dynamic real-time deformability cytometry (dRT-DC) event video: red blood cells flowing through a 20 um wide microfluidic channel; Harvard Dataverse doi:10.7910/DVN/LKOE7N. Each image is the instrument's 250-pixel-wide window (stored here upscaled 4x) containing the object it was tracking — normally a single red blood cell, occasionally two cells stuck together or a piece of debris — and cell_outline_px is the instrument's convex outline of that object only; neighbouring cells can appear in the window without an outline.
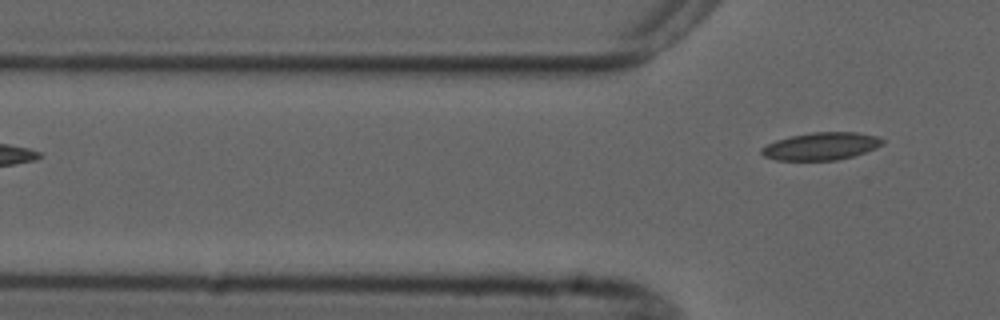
{"species": "common noctule bat (a hibernating species)", "species_latin": "Nyctalus noctula", "temperature_condition": "cold", "stored_images_in_passage": 2, "camera_frame_rate_fps": 3000, "um_per_image_px": 0.085, "animal": {"sex": "male", "forearm_length_mm": 52.5}, "frame": {"image": 1, "passage_image": 2, "time_ms": 1.333, "image_size_px": [1000, 320], "cell_outline_px": [[884, 144], [876, 148], [852, 156], [836, 160], [776, 160], [764, 156], [760, 152], [760, 148], [776, 140], [792, 136], [812, 132], [856, 132], [876, 136], [884, 140]], "centroid_in_image_um": [69.79, 12.42], "position_along_channel_um": 56.0, "area_um2": 19.31}}